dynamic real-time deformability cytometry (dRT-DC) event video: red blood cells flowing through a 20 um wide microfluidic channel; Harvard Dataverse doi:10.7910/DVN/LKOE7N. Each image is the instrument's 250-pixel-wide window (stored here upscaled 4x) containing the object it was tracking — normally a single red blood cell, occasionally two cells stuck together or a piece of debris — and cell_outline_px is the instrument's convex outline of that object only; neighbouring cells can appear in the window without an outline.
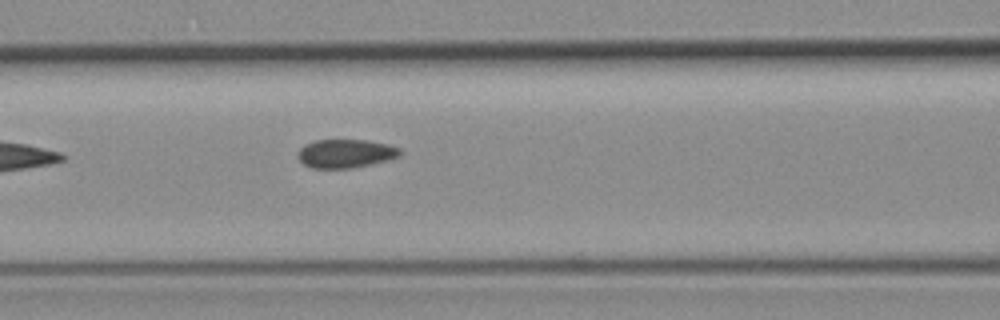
{"species": "common noctule bat (a hibernating species)", "species_latin": "Nyctalus noctula", "temperature_condition": "room temperature", "stored_images_in_passage": 4, "camera_frame_rate_fps": 3000, "um_per_image_px": 0.085, "animal": {"sex": "female", "body_mass_g": 19.3, "forearm_length_mm": 54.1}, "frame": {"image": 1, "passage_image": 4, "time_ms": 3.333, "image_size_px": [1000, 320], "cell_outline_px": [[404, 152], [400, 156], [388, 160], [372, 164], [352, 168], [312, 168], [304, 164], [296, 156], [296, 152], [304, 144], [316, 140], [368, 140], [388, 144], [400, 148]], "centroid_in_image_um": [29.39, 13.05], "position_along_channel_um": 137.2, "area_um2": 17.28}}